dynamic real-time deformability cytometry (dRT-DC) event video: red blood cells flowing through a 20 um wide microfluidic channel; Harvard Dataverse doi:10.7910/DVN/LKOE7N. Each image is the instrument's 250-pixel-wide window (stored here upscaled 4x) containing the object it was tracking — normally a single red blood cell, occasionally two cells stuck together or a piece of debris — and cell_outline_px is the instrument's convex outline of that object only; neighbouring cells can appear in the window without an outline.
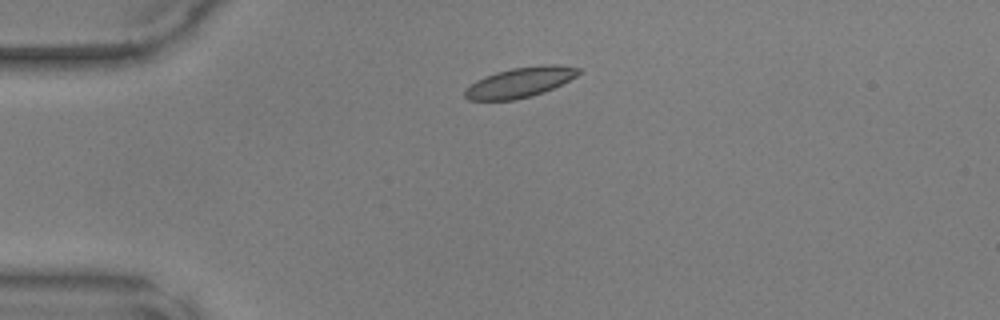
{"species": "common noctule bat (a hibernating species)", "species_latin": "Nyctalus noctula", "temperature_condition": "warm", "stored_images_in_passage": 8, "camera_frame_rate_fps": 3000, "um_per_image_px": 0.085, "animal": {"sex": "male", "body_mass_g": 17.9, "forearm_length_mm": 54.2}, "frame": {"image": 1, "passage_image": 1, "time_ms": 0.0, "image_size_px": [1000, 320], "cell_outline_px": [[580, 72], [576, 76], [544, 92], [532, 96], [516, 100], [468, 100], [464, 96], [464, 88], [476, 80], [484, 76], [496, 72], [512, 68], [548, 64], [560, 64], [580, 68]], "centroid_in_image_um": [44.16, 7.0], "position_along_channel_um": 40.8, "area_um2": 20.0}}